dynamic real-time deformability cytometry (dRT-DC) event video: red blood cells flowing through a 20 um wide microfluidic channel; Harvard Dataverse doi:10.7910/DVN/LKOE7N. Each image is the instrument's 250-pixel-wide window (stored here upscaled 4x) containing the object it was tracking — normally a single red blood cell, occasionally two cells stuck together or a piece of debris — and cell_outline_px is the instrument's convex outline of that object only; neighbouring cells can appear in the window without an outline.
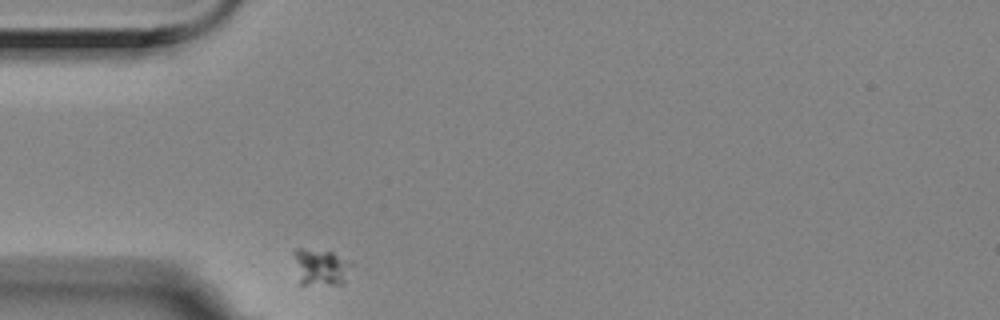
{"species": "Egyptian fruit bat (a non-hibernating species)", "species_latin": "Rousettus aegyptiacus", "temperature_condition": "room temperature", "stored_images_in_passage": 1, "camera_frame_rate_fps": 3000, "um_per_image_px": 0.085, "animal": {"sex": "female"}, "frame": {"image": 1, "passage_image": 1, "time_ms": 0.0, "image_size_px": [1000, 320], "cell_outline_px": [[352, 264], [344, 284], [300, 284], [292, 252], [296, 248], [304, 248], [332, 252]], "centroid_in_image_um": [27.22, 22.7], "position_along_channel_um": 57.8, "area_um2": 12.2}}